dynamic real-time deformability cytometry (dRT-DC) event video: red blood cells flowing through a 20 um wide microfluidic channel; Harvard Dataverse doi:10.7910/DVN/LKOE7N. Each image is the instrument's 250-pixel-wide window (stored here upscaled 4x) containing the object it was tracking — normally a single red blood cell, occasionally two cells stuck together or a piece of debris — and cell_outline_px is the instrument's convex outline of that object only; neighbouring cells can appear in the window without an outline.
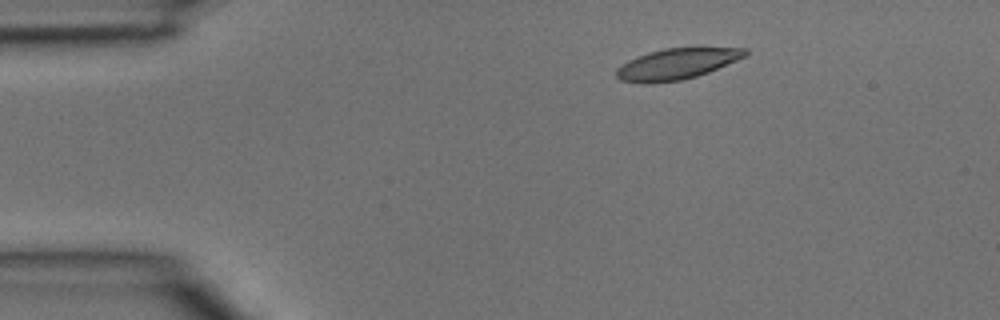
{"species": "common noctule bat (a hibernating species)", "species_latin": "Nyctalus noctula", "temperature_condition": "room temperature", "stored_images_in_passage": 2, "camera_frame_rate_fps": 3000, "um_per_image_px": 0.085, "animal": {"sex": "male", "body_mass_g": 15.6}, "frame": {"image": 1, "passage_image": 1, "time_ms": 0.0, "image_size_px": [1000, 320], "cell_outline_px": [[748, 56], [708, 72], [696, 76], [680, 80], [648, 84], [640, 84], [620, 80], [616, 76], [616, 68], [628, 60], [648, 52], [664, 48], [696, 44], [748, 48]], "centroid_in_image_um": [57.62, 5.37], "position_along_channel_um": 27.4, "area_um2": 24.51}}